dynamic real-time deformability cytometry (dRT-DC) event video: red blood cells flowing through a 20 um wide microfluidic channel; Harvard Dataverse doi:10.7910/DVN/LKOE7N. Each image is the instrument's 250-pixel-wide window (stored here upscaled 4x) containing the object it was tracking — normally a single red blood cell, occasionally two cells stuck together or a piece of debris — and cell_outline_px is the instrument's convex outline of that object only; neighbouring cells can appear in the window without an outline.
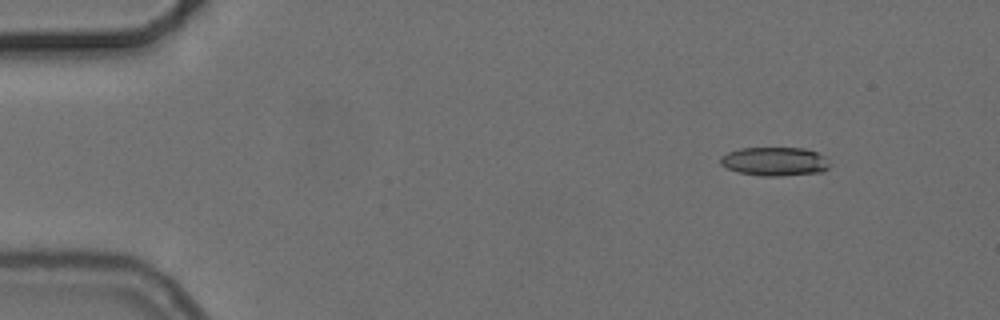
{"species": "common noctule bat (a hibernating species)", "species_latin": "Nyctalus noctula", "temperature_condition": "cold", "stored_images_in_passage": 50, "camera_frame_rate_fps": 3000, "um_per_image_px": 0.085, "animal": {"sex": "female", "body_mass_g": 24.6, "forearm_length_mm": 56.2}, "frame": {"image": 1, "passage_image": 1, "time_ms": 0.0, "image_size_px": [1000, 320], "cell_outline_px": [[832, 164], [824, 172], [780, 176], [760, 176], [740, 172], [728, 168], [720, 164], [720, 156], [728, 152], [740, 148], [804, 148], [816, 152], [824, 156]], "centroid_in_image_um": [65.88, 13.73], "position_along_channel_um": 19.1, "area_um2": 18.44}}
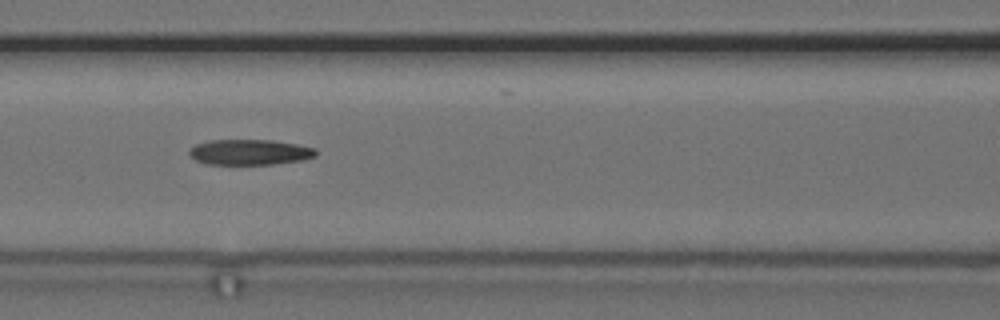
{"frame": {"image": 2, "passage_image": 19, "time_ms": 6.0, "image_size_px": [1000, 320], "cell_outline_px": [[316, 156], [304, 160], [272, 164], [208, 164], [196, 160], [188, 152], [196, 144], [208, 140], [272, 140], [296, 144], [316, 148]], "centroid_in_image_um": [21.26, 12.93], "position_along_channel_um": 145.3, "area_um2": 18.73}}
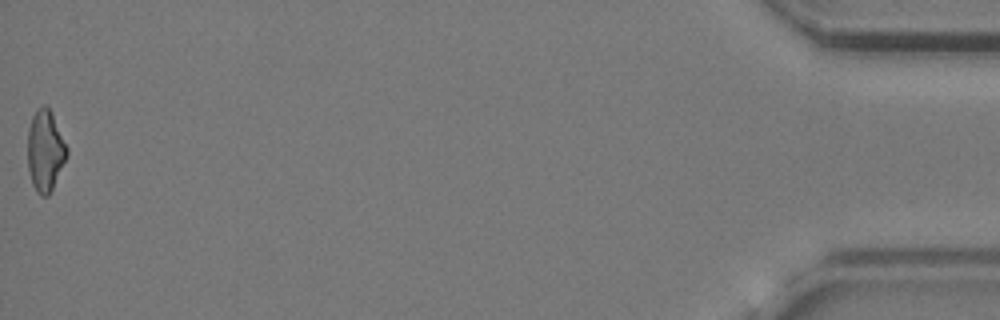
{"frame": {"image": 3, "passage_image": 50, "time_ms": 16.333, "image_size_px": [1000, 320], "cell_outline_px": [[68, 156], [48, 196], [40, 196], [36, 192], [32, 184], [28, 168], [28, 128], [32, 116], [36, 108], [44, 104], [52, 112], [68, 148]], "centroid_in_image_um": [3.84, 12.79], "position_along_channel_um": 431.4, "area_um2": 18.73}}